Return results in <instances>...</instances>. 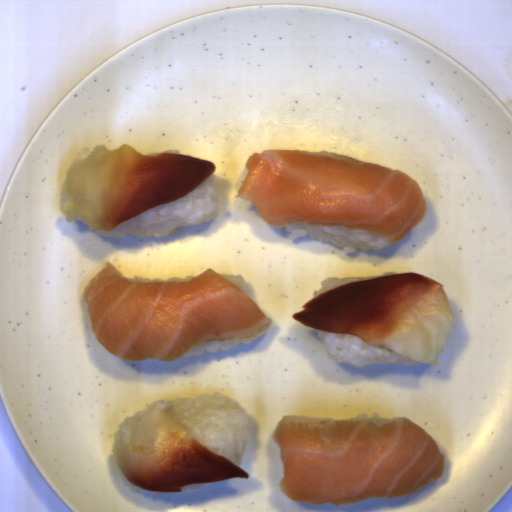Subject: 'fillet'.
Returning a JSON list of instances; mask_svg holds the SVG:
<instances>
[{
    "mask_svg": "<svg viewBox=\"0 0 512 512\" xmlns=\"http://www.w3.org/2000/svg\"><path fill=\"white\" fill-rule=\"evenodd\" d=\"M216 170L213 161L180 153L142 154L122 144H104L67 170L69 196L61 206L67 222L74 218L91 229L111 232L141 213L194 191Z\"/></svg>",
    "mask_w": 512,
    "mask_h": 512,
    "instance_id": "fillet-5",
    "label": "fillet"
},
{
    "mask_svg": "<svg viewBox=\"0 0 512 512\" xmlns=\"http://www.w3.org/2000/svg\"><path fill=\"white\" fill-rule=\"evenodd\" d=\"M301 307L292 318L309 329L351 334L433 366H439L454 326L442 284L416 272L347 282Z\"/></svg>",
    "mask_w": 512,
    "mask_h": 512,
    "instance_id": "fillet-4",
    "label": "fillet"
},
{
    "mask_svg": "<svg viewBox=\"0 0 512 512\" xmlns=\"http://www.w3.org/2000/svg\"><path fill=\"white\" fill-rule=\"evenodd\" d=\"M235 197L250 201L274 229L291 223L360 229L395 244L420 225L427 203L400 170L333 152L252 153Z\"/></svg>",
    "mask_w": 512,
    "mask_h": 512,
    "instance_id": "fillet-2",
    "label": "fillet"
},
{
    "mask_svg": "<svg viewBox=\"0 0 512 512\" xmlns=\"http://www.w3.org/2000/svg\"><path fill=\"white\" fill-rule=\"evenodd\" d=\"M272 440L283 476L278 487L293 501L355 504L408 496L445 474L438 443L416 422L284 415Z\"/></svg>",
    "mask_w": 512,
    "mask_h": 512,
    "instance_id": "fillet-1",
    "label": "fillet"
},
{
    "mask_svg": "<svg viewBox=\"0 0 512 512\" xmlns=\"http://www.w3.org/2000/svg\"><path fill=\"white\" fill-rule=\"evenodd\" d=\"M151 407L134 423L130 437L112 445L116 465L135 486L159 493H183L190 484L248 479L242 467L188 437L185 425Z\"/></svg>",
    "mask_w": 512,
    "mask_h": 512,
    "instance_id": "fillet-6",
    "label": "fillet"
},
{
    "mask_svg": "<svg viewBox=\"0 0 512 512\" xmlns=\"http://www.w3.org/2000/svg\"><path fill=\"white\" fill-rule=\"evenodd\" d=\"M83 295L95 338L124 360L171 363L206 341L256 334L270 321L210 267L189 281H129L106 261Z\"/></svg>",
    "mask_w": 512,
    "mask_h": 512,
    "instance_id": "fillet-3",
    "label": "fillet"
}]
</instances>
